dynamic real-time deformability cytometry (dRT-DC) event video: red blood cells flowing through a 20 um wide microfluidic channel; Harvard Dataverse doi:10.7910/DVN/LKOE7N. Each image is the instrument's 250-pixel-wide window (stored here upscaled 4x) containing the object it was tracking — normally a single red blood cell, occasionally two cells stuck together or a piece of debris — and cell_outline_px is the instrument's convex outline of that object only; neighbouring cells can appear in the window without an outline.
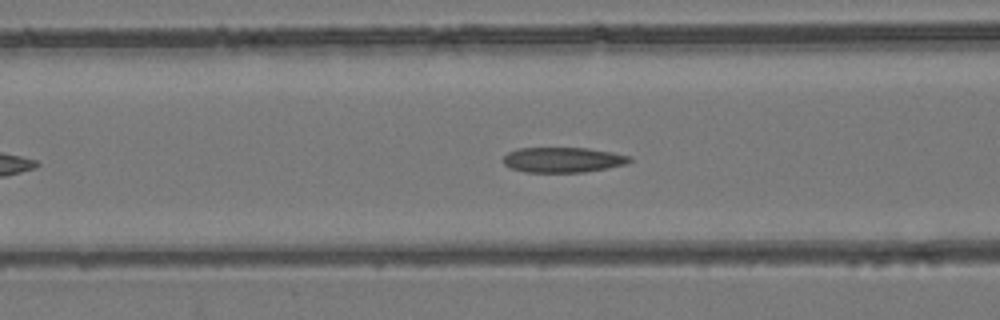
{"species": "common noctule bat (a hibernating species)", "species_latin": "Nyctalus noctula", "temperature_condition": "room temperature", "stored_images_in_passage": 41, "camera_frame_rate_fps": 3000, "um_per_image_px": 0.085, "animal": {"sex": "female", "body_mass_g": 24.6, "forearm_length_mm": 56.2}, "frame": {"image": 1, "passage_image": 12, "time_ms": 3.667, "image_size_px": [1000, 320], "cell_outline_px": [[632, 160], [628, 164], [608, 168], [584, 172], [524, 172], [508, 168], [504, 164], [504, 156], [508, 152], [516, 148], [588, 148], [612, 152], [632, 156]], "centroid_in_image_um": [47.86, 13.59], "position_along_channel_um": 118.7, "area_um2": 18.79}}
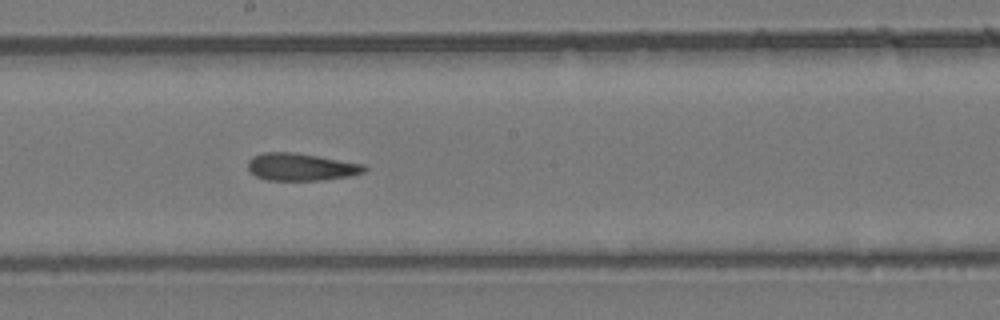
{"frame": {"image": 2, "passage_image": 20, "time_ms": 6.333, "image_size_px": [1000, 320], "cell_outline_px": [[368, 168], [364, 172], [348, 176], [324, 180], [268, 180], [256, 176], [248, 172], [248, 160], [252, 156], [264, 152], [296, 152], [364, 164]], "centroid_in_image_um": [25.56, 14.18], "position_along_channel_um": 222.6, "area_um2": 18.73}}
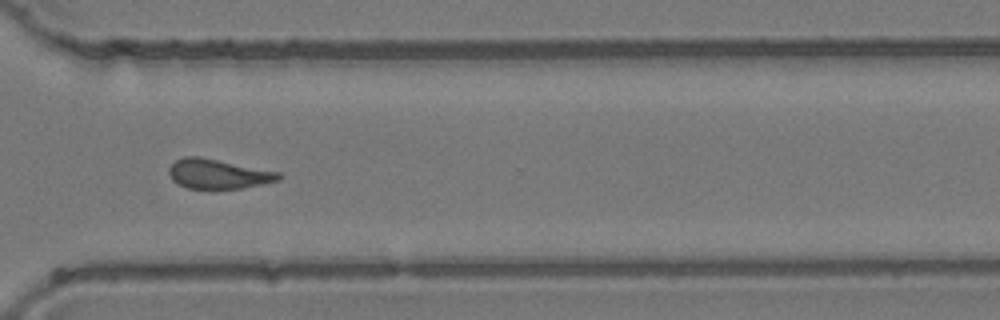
{"frame": {"image": 3, "passage_image": 30, "time_ms": 9.667, "image_size_px": [1000, 320], "cell_outline_px": [[284, 176], [280, 180], [240, 188], [188, 188], [172, 180], [168, 172], [168, 168], [176, 160], [184, 156], [200, 156], [280, 172]], "centroid_in_image_um": [18.55, 14.76], "position_along_channel_um": 352.0, "area_um2": 18.84}}